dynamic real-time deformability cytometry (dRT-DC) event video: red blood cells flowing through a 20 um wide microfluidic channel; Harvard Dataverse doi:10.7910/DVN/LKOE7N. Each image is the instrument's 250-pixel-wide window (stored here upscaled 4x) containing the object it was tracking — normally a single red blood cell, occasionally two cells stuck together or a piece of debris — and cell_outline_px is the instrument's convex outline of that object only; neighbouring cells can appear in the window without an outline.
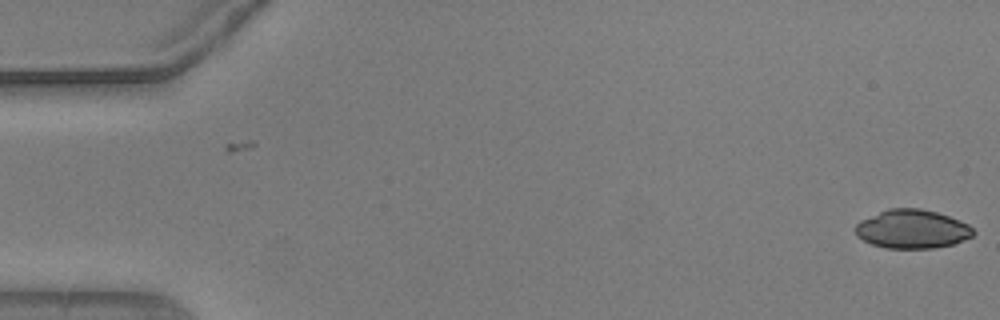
{"species": "common noctule bat (a hibernating species)", "species_latin": "Nyctalus noctula", "temperature_condition": "warm", "stored_images_in_passage": 6, "camera_frame_rate_fps": 3000, "um_per_image_px": 0.085, "animal": {"sex": "male", "body_mass_g": 20.5, "forearm_length_mm": 52.5}, "frame": {"image": 1, "passage_image": 6, "time_ms": 1.667, "image_size_px": [1000, 320], "cell_outline_px": [[976, 232], [972, 236], [956, 244], [936, 248], [884, 248], [872, 244], [856, 236], [856, 224], [860, 220], [888, 208], [920, 208], [936, 212], [960, 220], [968, 224]], "centroid_in_image_um": [77.55, 19.47], "position_along_channel_um": 7.4, "area_um2": 26.76}}